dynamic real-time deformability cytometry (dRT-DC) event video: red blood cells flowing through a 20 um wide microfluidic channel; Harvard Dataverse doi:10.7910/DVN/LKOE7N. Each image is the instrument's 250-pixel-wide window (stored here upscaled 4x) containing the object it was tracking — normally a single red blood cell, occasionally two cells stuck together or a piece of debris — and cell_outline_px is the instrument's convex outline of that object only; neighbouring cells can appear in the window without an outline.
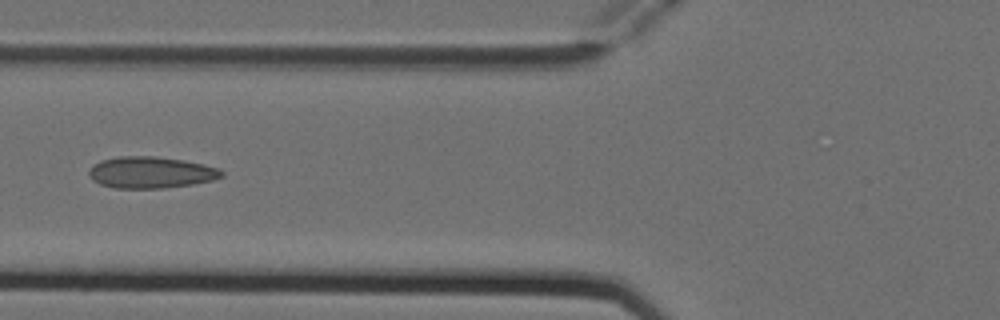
{"species": "Egyptian fruit bat (a non-hibernating species)", "species_latin": "Rousettus aegyptiacus", "temperature_condition": "cold", "stored_images_in_passage": 2, "camera_frame_rate_fps": 3000, "um_per_image_px": 0.085, "animal": {"sex": "female"}, "frame": {"image": 1, "passage_image": 2, "time_ms": 0.333, "image_size_px": [1000, 320], "cell_outline_px": [[224, 176], [212, 180], [192, 184], [164, 188], [116, 188], [100, 184], [92, 180], [88, 176], [88, 172], [92, 164], [100, 160], [116, 156], [156, 156], [184, 160], [204, 164], [220, 168], [224, 172]], "centroid_in_image_um": [12.81, 14.64], "position_along_channel_um": 113.0, "area_um2": 24.68}}